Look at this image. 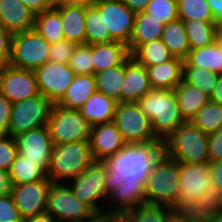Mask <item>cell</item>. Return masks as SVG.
I'll use <instances>...</instances> for the list:
<instances>
[{
  "label": "cell",
  "instance_id": "obj_55",
  "mask_svg": "<svg viewBox=\"0 0 222 222\" xmlns=\"http://www.w3.org/2000/svg\"><path fill=\"white\" fill-rule=\"evenodd\" d=\"M23 222H57L49 213L43 212L35 216L26 218Z\"/></svg>",
  "mask_w": 222,
  "mask_h": 222
},
{
  "label": "cell",
  "instance_id": "obj_53",
  "mask_svg": "<svg viewBox=\"0 0 222 222\" xmlns=\"http://www.w3.org/2000/svg\"><path fill=\"white\" fill-rule=\"evenodd\" d=\"M133 12H143L150 0H121Z\"/></svg>",
  "mask_w": 222,
  "mask_h": 222
},
{
  "label": "cell",
  "instance_id": "obj_26",
  "mask_svg": "<svg viewBox=\"0 0 222 222\" xmlns=\"http://www.w3.org/2000/svg\"><path fill=\"white\" fill-rule=\"evenodd\" d=\"M96 91L95 75H76L57 105L66 109L79 110Z\"/></svg>",
  "mask_w": 222,
  "mask_h": 222
},
{
  "label": "cell",
  "instance_id": "obj_21",
  "mask_svg": "<svg viewBox=\"0 0 222 222\" xmlns=\"http://www.w3.org/2000/svg\"><path fill=\"white\" fill-rule=\"evenodd\" d=\"M35 16L19 0H0V25L12 34L34 29Z\"/></svg>",
  "mask_w": 222,
  "mask_h": 222
},
{
  "label": "cell",
  "instance_id": "obj_17",
  "mask_svg": "<svg viewBox=\"0 0 222 222\" xmlns=\"http://www.w3.org/2000/svg\"><path fill=\"white\" fill-rule=\"evenodd\" d=\"M0 92L12 103L40 94L34 71L0 66Z\"/></svg>",
  "mask_w": 222,
  "mask_h": 222
},
{
  "label": "cell",
  "instance_id": "obj_60",
  "mask_svg": "<svg viewBox=\"0 0 222 222\" xmlns=\"http://www.w3.org/2000/svg\"><path fill=\"white\" fill-rule=\"evenodd\" d=\"M62 4H69V0H50L51 7H56Z\"/></svg>",
  "mask_w": 222,
  "mask_h": 222
},
{
  "label": "cell",
  "instance_id": "obj_9",
  "mask_svg": "<svg viewBox=\"0 0 222 222\" xmlns=\"http://www.w3.org/2000/svg\"><path fill=\"white\" fill-rule=\"evenodd\" d=\"M113 123L127 144L160 141L155 137L149 118L137 102H118Z\"/></svg>",
  "mask_w": 222,
  "mask_h": 222
},
{
  "label": "cell",
  "instance_id": "obj_33",
  "mask_svg": "<svg viewBox=\"0 0 222 222\" xmlns=\"http://www.w3.org/2000/svg\"><path fill=\"white\" fill-rule=\"evenodd\" d=\"M34 29L50 44L65 39L61 14L54 7L35 16Z\"/></svg>",
  "mask_w": 222,
  "mask_h": 222
},
{
  "label": "cell",
  "instance_id": "obj_3",
  "mask_svg": "<svg viewBox=\"0 0 222 222\" xmlns=\"http://www.w3.org/2000/svg\"><path fill=\"white\" fill-rule=\"evenodd\" d=\"M163 147L164 155L177 162H210L208 134L203 133L190 121H185L163 141Z\"/></svg>",
  "mask_w": 222,
  "mask_h": 222
},
{
  "label": "cell",
  "instance_id": "obj_45",
  "mask_svg": "<svg viewBox=\"0 0 222 222\" xmlns=\"http://www.w3.org/2000/svg\"><path fill=\"white\" fill-rule=\"evenodd\" d=\"M0 222H23L11 194L0 197Z\"/></svg>",
  "mask_w": 222,
  "mask_h": 222
},
{
  "label": "cell",
  "instance_id": "obj_42",
  "mask_svg": "<svg viewBox=\"0 0 222 222\" xmlns=\"http://www.w3.org/2000/svg\"><path fill=\"white\" fill-rule=\"evenodd\" d=\"M68 65L76 75H94L93 63L91 60V45H77L73 55L70 57Z\"/></svg>",
  "mask_w": 222,
  "mask_h": 222
},
{
  "label": "cell",
  "instance_id": "obj_6",
  "mask_svg": "<svg viewBox=\"0 0 222 222\" xmlns=\"http://www.w3.org/2000/svg\"><path fill=\"white\" fill-rule=\"evenodd\" d=\"M47 127L53 144H66L89 141L92 126L80 110L66 109L55 104L51 108Z\"/></svg>",
  "mask_w": 222,
  "mask_h": 222
},
{
  "label": "cell",
  "instance_id": "obj_51",
  "mask_svg": "<svg viewBox=\"0 0 222 222\" xmlns=\"http://www.w3.org/2000/svg\"><path fill=\"white\" fill-rule=\"evenodd\" d=\"M214 16V25L222 24V0H206Z\"/></svg>",
  "mask_w": 222,
  "mask_h": 222
},
{
  "label": "cell",
  "instance_id": "obj_1",
  "mask_svg": "<svg viewBox=\"0 0 222 222\" xmlns=\"http://www.w3.org/2000/svg\"><path fill=\"white\" fill-rule=\"evenodd\" d=\"M164 156L162 141L126 144L103 162L107 166L106 191L108 198L116 200V208L103 211L106 215H123L137 205L145 203L148 176Z\"/></svg>",
  "mask_w": 222,
  "mask_h": 222
},
{
  "label": "cell",
  "instance_id": "obj_15",
  "mask_svg": "<svg viewBox=\"0 0 222 222\" xmlns=\"http://www.w3.org/2000/svg\"><path fill=\"white\" fill-rule=\"evenodd\" d=\"M104 13L105 33H109L113 41L129 45L134 29L136 13L121 0L104 2L95 5Z\"/></svg>",
  "mask_w": 222,
  "mask_h": 222
},
{
  "label": "cell",
  "instance_id": "obj_34",
  "mask_svg": "<svg viewBox=\"0 0 222 222\" xmlns=\"http://www.w3.org/2000/svg\"><path fill=\"white\" fill-rule=\"evenodd\" d=\"M11 184L33 183L47 179V172L30 160L17 155L15 161L8 170Z\"/></svg>",
  "mask_w": 222,
  "mask_h": 222
},
{
  "label": "cell",
  "instance_id": "obj_7",
  "mask_svg": "<svg viewBox=\"0 0 222 222\" xmlns=\"http://www.w3.org/2000/svg\"><path fill=\"white\" fill-rule=\"evenodd\" d=\"M50 43L35 29L13 34L9 65L35 71L49 61Z\"/></svg>",
  "mask_w": 222,
  "mask_h": 222
},
{
  "label": "cell",
  "instance_id": "obj_50",
  "mask_svg": "<svg viewBox=\"0 0 222 222\" xmlns=\"http://www.w3.org/2000/svg\"><path fill=\"white\" fill-rule=\"evenodd\" d=\"M211 177L213 187H216L222 193V160L210 162Z\"/></svg>",
  "mask_w": 222,
  "mask_h": 222
},
{
  "label": "cell",
  "instance_id": "obj_25",
  "mask_svg": "<svg viewBox=\"0 0 222 222\" xmlns=\"http://www.w3.org/2000/svg\"><path fill=\"white\" fill-rule=\"evenodd\" d=\"M117 101L102 92H94L79 109L91 126L113 122Z\"/></svg>",
  "mask_w": 222,
  "mask_h": 222
},
{
  "label": "cell",
  "instance_id": "obj_14",
  "mask_svg": "<svg viewBox=\"0 0 222 222\" xmlns=\"http://www.w3.org/2000/svg\"><path fill=\"white\" fill-rule=\"evenodd\" d=\"M51 184L52 181L47 178L33 183L12 185L10 194L23 220L46 212Z\"/></svg>",
  "mask_w": 222,
  "mask_h": 222
},
{
  "label": "cell",
  "instance_id": "obj_13",
  "mask_svg": "<svg viewBox=\"0 0 222 222\" xmlns=\"http://www.w3.org/2000/svg\"><path fill=\"white\" fill-rule=\"evenodd\" d=\"M14 139L18 154L47 172L54 145L47 125L21 133Z\"/></svg>",
  "mask_w": 222,
  "mask_h": 222
},
{
  "label": "cell",
  "instance_id": "obj_11",
  "mask_svg": "<svg viewBox=\"0 0 222 222\" xmlns=\"http://www.w3.org/2000/svg\"><path fill=\"white\" fill-rule=\"evenodd\" d=\"M107 166L103 161H93L89 167L73 179L70 186L73 195L88 205L97 215H102L97 200L108 197L106 191Z\"/></svg>",
  "mask_w": 222,
  "mask_h": 222
},
{
  "label": "cell",
  "instance_id": "obj_4",
  "mask_svg": "<svg viewBox=\"0 0 222 222\" xmlns=\"http://www.w3.org/2000/svg\"><path fill=\"white\" fill-rule=\"evenodd\" d=\"M94 161L89 141L54 144L47 177L58 183L63 178L74 179Z\"/></svg>",
  "mask_w": 222,
  "mask_h": 222
},
{
  "label": "cell",
  "instance_id": "obj_63",
  "mask_svg": "<svg viewBox=\"0 0 222 222\" xmlns=\"http://www.w3.org/2000/svg\"><path fill=\"white\" fill-rule=\"evenodd\" d=\"M220 205H221V210H222V193L220 195Z\"/></svg>",
  "mask_w": 222,
  "mask_h": 222
},
{
  "label": "cell",
  "instance_id": "obj_23",
  "mask_svg": "<svg viewBox=\"0 0 222 222\" xmlns=\"http://www.w3.org/2000/svg\"><path fill=\"white\" fill-rule=\"evenodd\" d=\"M54 8L61 14L65 40L85 44L86 6L62 4Z\"/></svg>",
  "mask_w": 222,
  "mask_h": 222
},
{
  "label": "cell",
  "instance_id": "obj_52",
  "mask_svg": "<svg viewBox=\"0 0 222 222\" xmlns=\"http://www.w3.org/2000/svg\"><path fill=\"white\" fill-rule=\"evenodd\" d=\"M12 188L8 171L0 169V197L10 194Z\"/></svg>",
  "mask_w": 222,
  "mask_h": 222
},
{
  "label": "cell",
  "instance_id": "obj_57",
  "mask_svg": "<svg viewBox=\"0 0 222 222\" xmlns=\"http://www.w3.org/2000/svg\"><path fill=\"white\" fill-rule=\"evenodd\" d=\"M165 222H188L184 218L178 216L174 211H172L168 216Z\"/></svg>",
  "mask_w": 222,
  "mask_h": 222
},
{
  "label": "cell",
  "instance_id": "obj_58",
  "mask_svg": "<svg viewBox=\"0 0 222 222\" xmlns=\"http://www.w3.org/2000/svg\"><path fill=\"white\" fill-rule=\"evenodd\" d=\"M215 42L220 47V50L222 52V24H219L216 26V39Z\"/></svg>",
  "mask_w": 222,
  "mask_h": 222
},
{
  "label": "cell",
  "instance_id": "obj_41",
  "mask_svg": "<svg viewBox=\"0 0 222 222\" xmlns=\"http://www.w3.org/2000/svg\"><path fill=\"white\" fill-rule=\"evenodd\" d=\"M143 12L164 24L179 18L177 0H150Z\"/></svg>",
  "mask_w": 222,
  "mask_h": 222
},
{
  "label": "cell",
  "instance_id": "obj_5",
  "mask_svg": "<svg viewBox=\"0 0 222 222\" xmlns=\"http://www.w3.org/2000/svg\"><path fill=\"white\" fill-rule=\"evenodd\" d=\"M179 178V162L164 155L148 176L145 203L173 207L180 195Z\"/></svg>",
  "mask_w": 222,
  "mask_h": 222
},
{
  "label": "cell",
  "instance_id": "obj_24",
  "mask_svg": "<svg viewBox=\"0 0 222 222\" xmlns=\"http://www.w3.org/2000/svg\"><path fill=\"white\" fill-rule=\"evenodd\" d=\"M129 55L127 45L118 41L91 45L94 75L120 65Z\"/></svg>",
  "mask_w": 222,
  "mask_h": 222
},
{
  "label": "cell",
  "instance_id": "obj_19",
  "mask_svg": "<svg viewBox=\"0 0 222 222\" xmlns=\"http://www.w3.org/2000/svg\"><path fill=\"white\" fill-rule=\"evenodd\" d=\"M220 195V190L212 187L188 204L176 203L172 210L188 222H206L221 210Z\"/></svg>",
  "mask_w": 222,
  "mask_h": 222
},
{
  "label": "cell",
  "instance_id": "obj_47",
  "mask_svg": "<svg viewBox=\"0 0 222 222\" xmlns=\"http://www.w3.org/2000/svg\"><path fill=\"white\" fill-rule=\"evenodd\" d=\"M13 103L0 92V136L9 135V123Z\"/></svg>",
  "mask_w": 222,
  "mask_h": 222
},
{
  "label": "cell",
  "instance_id": "obj_18",
  "mask_svg": "<svg viewBox=\"0 0 222 222\" xmlns=\"http://www.w3.org/2000/svg\"><path fill=\"white\" fill-rule=\"evenodd\" d=\"M89 143L94 161H104L127 144L113 122L92 126Z\"/></svg>",
  "mask_w": 222,
  "mask_h": 222
},
{
  "label": "cell",
  "instance_id": "obj_36",
  "mask_svg": "<svg viewBox=\"0 0 222 222\" xmlns=\"http://www.w3.org/2000/svg\"><path fill=\"white\" fill-rule=\"evenodd\" d=\"M190 49L209 46L215 43L216 26L214 22H203L198 20L183 21Z\"/></svg>",
  "mask_w": 222,
  "mask_h": 222
},
{
  "label": "cell",
  "instance_id": "obj_54",
  "mask_svg": "<svg viewBox=\"0 0 222 222\" xmlns=\"http://www.w3.org/2000/svg\"><path fill=\"white\" fill-rule=\"evenodd\" d=\"M210 101L222 106V74L219 75L217 85L214 88L212 95L210 96Z\"/></svg>",
  "mask_w": 222,
  "mask_h": 222
},
{
  "label": "cell",
  "instance_id": "obj_35",
  "mask_svg": "<svg viewBox=\"0 0 222 222\" xmlns=\"http://www.w3.org/2000/svg\"><path fill=\"white\" fill-rule=\"evenodd\" d=\"M85 44L113 42L109 33H105L104 13L96 6H86Z\"/></svg>",
  "mask_w": 222,
  "mask_h": 222
},
{
  "label": "cell",
  "instance_id": "obj_46",
  "mask_svg": "<svg viewBox=\"0 0 222 222\" xmlns=\"http://www.w3.org/2000/svg\"><path fill=\"white\" fill-rule=\"evenodd\" d=\"M13 34L0 25V66L9 65Z\"/></svg>",
  "mask_w": 222,
  "mask_h": 222
},
{
  "label": "cell",
  "instance_id": "obj_8",
  "mask_svg": "<svg viewBox=\"0 0 222 222\" xmlns=\"http://www.w3.org/2000/svg\"><path fill=\"white\" fill-rule=\"evenodd\" d=\"M46 212L57 222H92L97 214L85 203L80 202L70 187L51 184L48 192ZM56 216V217H55ZM57 218V219H56Z\"/></svg>",
  "mask_w": 222,
  "mask_h": 222
},
{
  "label": "cell",
  "instance_id": "obj_37",
  "mask_svg": "<svg viewBox=\"0 0 222 222\" xmlns=\"http://www.w3.org/2000/svg\"><path fill=\"white\" fill-rule=\"evenodd\" d=\"M166 205L143 203L122 215L123 222H165L172 212Z\"/></svg>",
  "mask_w": 222,
  "mask_h": 222
},
{
  "label": "cell",
  "instance_id": "obj_16",
  "mask_svg": "<svg viewBox=\"0 0 222 222\" xmlns=\"http://www.w3.org/2000/svg\"><path fill=\"white\" fill-rule=\"evenodd\" d=\"M180 195L177 203L188 204L213 187L210 162H179Z\"/></svg>",
  "mask_w": 222,
  "mask_h": 222
},
{
  "label": "cell",
  "instance_id": "obj_40",
  "mask_svg": "<svg viewBox=\"0 0 222 222\" xmlns=\"http://www.w3.org/2000/svg\"><path fill=\"white\" fill-rule=\"evenodd\" d=\"M219 74L200 67H184L183 80L211 96L217 85Z\"/></svg>",
  "mask_w": 222,
  "mask_h": 222
},
{
  "label": "cell",
  "instance_id": "obj_2",
  "mask_svg": "<svg viewBox=\"0 0 222 222\" xmlns=\"http://www.w3.org/2000/svg\"><path fill=\"white\" fill-rule=\"evenodd\" d=\"M137 103L149 118L155 137L162 142L185 122L174 90L152 89Z\"/></svg>",
  "mask_w": 222,
  "mask_h": 222
},
{
  "label": "cell",
  "instance_id": "obj_20",
  "mask_svg": "<svg viewBox=\"0 0 222 222\" xmlns=\"http://www.w3.org/2000/svg\"><path fill=\"white\" fill-rule=\"evenodd\" d=\"M151 90L146 67L129 55L126 58V75L121 88V103L138 102Z\"/></svg>",
  "mask_w": 222,
  "mask_h": 222
},
{
  "label": "cell",
  "instance_id": "obj_12",
  "mask_svg": "<svg viewBox=\"0 0 222 222\" xmlns=\"http://www.w3.org/2000/svg\"><path fill=\"white\" fill-rule=\"evenodd\" d=\"M34 73L40 94L53 105L64 97L67 88L76 76L68 64L50 61L37 68Z\"/></svg>",
  "mask_w": 222,
  "mask_h": 222
},
{
  "label": "cell",
  "instance_id": "obj_32",
  "mask_svg": "<svg viewBox=\"0 0 222 222\" xmlns=\"http://www.w3.org/2000/svg\"><path fill=\"white\" fill-rule=\"evenodd\" d=\"M130 56L145 67H152L170 61L174 56L170 53L162 39L152 40L138 46Z\"/></svg>",
  "mask_w": 222,
  "mask_h": 222
},
{
  "label": "cell",
  "instance_id": "obj_49",
  "mask_svg": "<svg viewBox=\"0 0 222 222\" xmlns=\"http://www.w3.org/2000/svg\"><path fill=\"white\" fill-rule=\"evenodd\" d=\"M28 7L34 14H40L51 9L48 0H19Z\"/></svg>",
  "mask_w": 222,
  "mask_h": 222
},
{
  "label": "cell",
  "instance_id": "obj_56",
  "mask_svg": "<svg viewBox=\"0 0 222 222\" xmlns=\"http://www.w3.org/2000/svg\"><path fill=\"white\" fill-rule=\"evenodd\" d=\"M92 222H123L122 215H97Z\"/></svg>",
  "mask_w": 222,
  "mask_h": 222
},
{
  "label": "cell",
  "instance_id": "obj_38",
  "mask_svg": "<svg viewBox=\"0 0 222 222\" xmlns=\"http://www.w3.org/2000/svg\"><path fill=\"white\" fill-rule=\"evenodd\" d=\"M203 133L212 134L222 127V106L209 101L191 121Z\"/></svg>",
  "mask_w": 222,
  "mask_h": 222
},
{
  "label": "cell",
  "instance_id": "obj_30",
  "mask_svg": "<svg viewBox=\"0 0 222 222\" xmlns=\"http://www.w3.org/2000/svg\"><path fill=\"white\" fill-rule=\"evenodd\" d=\"M184 67H200L210 72L222 74V52L215 42L209 46L191 49Z\"/></svg>",
  "mask_w": 222,
  "mask_h": 222
},
{
  "label": "cell",
  "instance_id": "obj_29",
  "mask_svg": "<svg viewBox=\"0 0 222 222\" xmlns=\"http://www.w3.org/2000/svg\"><path fill=\"white\" fill-rule=\"evenodd\" d=\"M161 39L174 57H188L191 49L183 20L178 18L165 24Z\"/></svg>",
  "mask_w": 222,
  "mask_h": 222
},
{
  "label": "cell",
  "instance_id": "obj_44",
  "mask_svg": "<svg viewBox=\"0 0 222 222\" xmlns=\"http://www.w3.org/2000/svg\"><path fill=\"white\" fill-rule=\"evenodd\" d=\"M77 44L68 40H61L50 44L49 61L69 64Z\"/></svg>",
  "mask_w": 222,
  "mask_h": 222
},
{
  "label": "cell",
  "instance_id": "obj_62",
  "mask_svg": "<svg viewBox=\"0 0 222 222\" xmlns=\"http://www.w3.org/2000/svg\"><path fill=\"white\" fill-rule=\"evenodd\" d=\"M111 1H115V0H93V5H98L104 2H111Z\"/></svg>",
  "mask_w": 222,
  "mask_h": 222
},
{
  "label": "cell",
  "instance_id": "obj_48",
  "mask_svg": "<svg viewBox=\"0 0 222 222\" xmlns=\"http://www.w3.org/2000/svg\"><path fill=\"white\" fill-rule=\"evenodd\" d=\"M210 162L222 160V127L215 133L208 134Z\"/></svg>",
  "mask_w": 222,
  "mask_h": 222
},
{
  "label": "cell",
  "instance_id": "obj_22",
  "mask_svg": "<svg viewBox=\"0 0 222 222\" xmlns=\"http://www.w3.org/2000/svg\"><path fill=\"white\" fill-rule=\"evenodd\" d=\"M184 62L173 57L162 64L146 67L152 89L174 90L183 81Z\"/></svg>",
  "mask_w": 222,
  "mask_h": 222
},
{
  "label": "cell",
  "instance_id": "obj_10",
  "mask_svg": "<svg viewBox=\"0 0 222 222\" xmlns=\"http://www.w3.org/2000/svg\"><path fill=\"white\" fill-rule=\"evenodd\" d=\"M52 106L42 94L13 103L9 135L15 137L31 129L46 126Z\"/></svg>",
  "mask_w": 222,
  "mask_h": 222
},
{
  "label": "cell",
  "instance_id": "obj_28",
  "mask_svg": "<svg viewBox=\"0 0 222 222\" xmlns=\"http://www.w3.org/2000/svg\"><path fill=\"white\" fill-rule=\"evenodd\" d=\"M184 121H192L198 111L210 101V96L184 80L174 89Z\"/></svg>",
  "mask_w": 222,
  "mask_h": 222
},
{
  "label": "cell",
  "instance_id": "obj_27",
  "mask_svg": "<svg viewBox=\"0 0 222 222\" xmlns=\"http://www.w3.org/2000/svg\"><path fill=\"white\" fill-rule=\"evenodd\" d=\"M165 24L152 18L150 14L136 13L134 29L129 42L128 51L131 54L138 46L161 39Z\"/></svg>",
  "mask_w": 222,
  "mask_h": 222
},
{
  "label": "cell",
  "instance_id": "obj_31",
  "mask_svg": "<svg viewBox=\"0 0 222 222\" xmlns=\"http://www.w3.org/2000/svg\"><path fill=\"white\" fill-rule=\"evenodd\" d=\"M126 75V59L118 66L95 74L97 91L121 103V88Z\"/></svg>",
  "mask_w": 222,
  "mask_h": 222
},
{
  "label": "cell",
  "instance_id": "obj_43",
  "mask_svg": "<svg viewBox=\"0 0 222 222\" xmlns=\"http://www.w3.org/2000/svg\"><path fill=\"white\" fill-rule=\"evenodd\" d=\"M9 137L0 136V169L5 171L9 170L18 155L15 139L11 135Z\"/></svg>",
  "mask_w": 222,
  "mask_h": 222
},
{
  "label": "cell",
  "instance_id": "obj_61",
  "mask_svg": "<svg viewBox=\"0 0 222 222\" xmlns=\"http://www.w3.org/2000/svg\"><path fill=\"white\" fill-rule=\"evenodd\" d=\"M206 222H222V210H220L212 219H209Z\"/></svg>",
  "mask_w": 222,
  "mask_h": 222
},
{
  "label": "cell",
  "instance_id": "obj_39",
  "mask_svg": "<svg viewBox=\"0 0 222 222\" xmlns=\"http://www.w3.org/2000/svg\"><path fill=\"white\" fill-rule=\"evenodd\" d=\"M178 17L183 21L214 22V16L206 0H177Z\"/></svg>",
  "mask_w": 222,
  "mask_h": 222
},
{
  "label": "cell",
  "instance_id": "obj_59",
  "mask_svg": "<svg viewBox=\"0 0 222 222\" xmlns=\"http://www.w3.org/2000/svg\"><path fill=\"white\" fill-rule=\"evenodd\" d=\"M69 4L93 6V0H69Z\"/></svg>",
  "mask_w": 222,
  "mask_h": 222
}]
</instances>
